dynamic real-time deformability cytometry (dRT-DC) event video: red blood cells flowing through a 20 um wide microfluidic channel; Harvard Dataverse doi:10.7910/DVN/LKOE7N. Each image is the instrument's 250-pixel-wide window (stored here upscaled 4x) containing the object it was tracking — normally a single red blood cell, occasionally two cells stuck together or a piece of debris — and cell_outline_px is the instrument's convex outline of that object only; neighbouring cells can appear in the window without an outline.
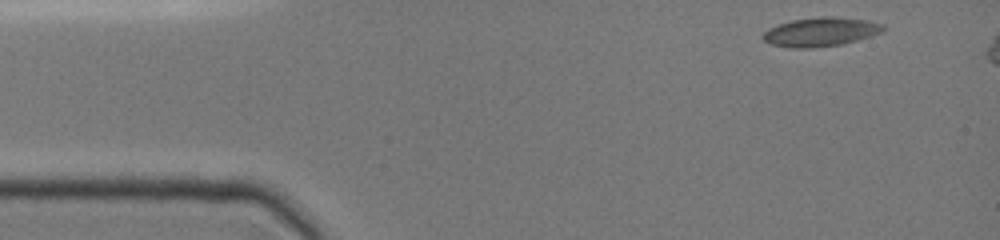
{"species": "common noctule bat (a hibernating species)", "species_latin": "Nyctalus noctula", "temperature_condition": "cold", "stored_images_in_passage": 5, "camera_frame_rate_fps": 3000, "um_per_image_px": 0.085, "animal": {"sex": "female", "body_mass_g": 19.0, "forearm_length_mm": 51.5}, "frame": {"image": 1, "passage_image": 1, "time_ms": 0.0, "image_size_px": [1000, 240], "cell_outline_px": [[884, 28], [880, 32], [872, 36], [840, 44], [808, 48], [788, 48], [772, 44], [764, 40], [760, 36], [768, 28], [776, 24], [792, 20], [824, 16], [832, 16], [868, 20], [884, 24]], "centroid_in_image_um": [69.72, 2.7], "position_along_channel_um": 15.3, "area_um2": 20.29}}